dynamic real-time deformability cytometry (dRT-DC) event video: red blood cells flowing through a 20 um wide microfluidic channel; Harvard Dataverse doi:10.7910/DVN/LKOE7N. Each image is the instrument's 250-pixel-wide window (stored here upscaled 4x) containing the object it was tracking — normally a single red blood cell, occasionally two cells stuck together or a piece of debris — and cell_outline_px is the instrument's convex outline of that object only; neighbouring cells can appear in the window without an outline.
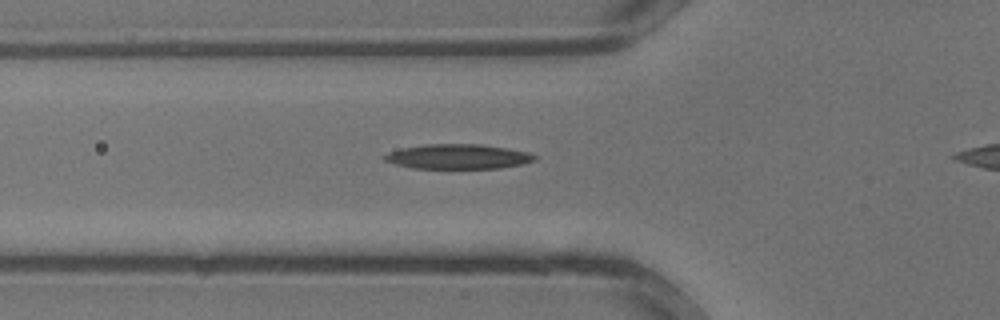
{"species": "common noctule bat (a hibernating species)", "species_latin": "Nyctalus noctula", "temperature_condition": "warm", "stored_images_in_passage": 26, "camera_frame_rate_fps": 3000, "um_per_image_px": 0.085, "animal": {"sex": "male", "body_mass_g": 13.3}, "frame": {"image": 1, "passage_image": 8, "time_ms": 2.333, "image_size_px": [1000, 320], "cell_outline_px": [[536, 160], [524, 164], [500, 168], [412, 168], [396, 164], [384, 160], [384, 156], [392, 152], [404, 148], [424, 144], [480, 144], [508, 148], [528, 152], [536, 156]], "centroid_in_image_um": [39.0, 13.31], "position_along_channel_um": 86.8, "area_um2": 21.5}}
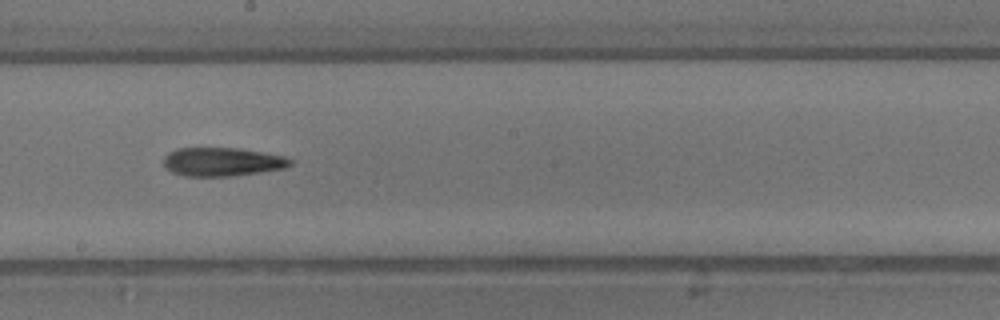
{"frame": {"image": 2, "passage_image": 15, "time_ms": 4.667, "image_size_px": [1000, 320], "cell_outline_px": [[292, 164], [284, 168], [260, 172], [232, 176], [184, 176], [172, 172], [164, 164], [164, 156], [168, 152], [176, 148], [240, 148], [284, 156], [292, 160]], "centroid_in_image_um": [18.88, 13.75], "position_along_channel_um": 229.3, "area_um2": 21.1}}
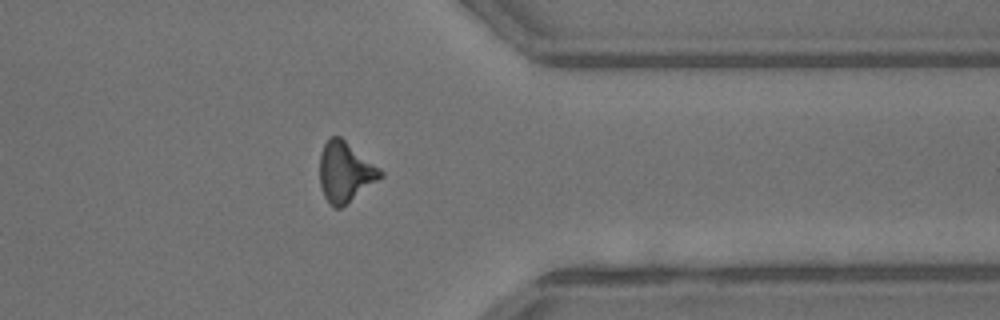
{"frame": {"image": 3, "passage_image": 23, "time_ms": 7.333, "image_size_px": [1000, 320], "cell_outline_px": [[384, 176], [340, 208], [336, 208], [324, 196], [320, 188], [320, 152], [324, 144], [332, 136], [340, 136], [380, 168], [384, 172]], "centroid_in_image_um": [29.34, 14.6], "position_along_channel_um": 382.1, "area_um2": 21.04}}